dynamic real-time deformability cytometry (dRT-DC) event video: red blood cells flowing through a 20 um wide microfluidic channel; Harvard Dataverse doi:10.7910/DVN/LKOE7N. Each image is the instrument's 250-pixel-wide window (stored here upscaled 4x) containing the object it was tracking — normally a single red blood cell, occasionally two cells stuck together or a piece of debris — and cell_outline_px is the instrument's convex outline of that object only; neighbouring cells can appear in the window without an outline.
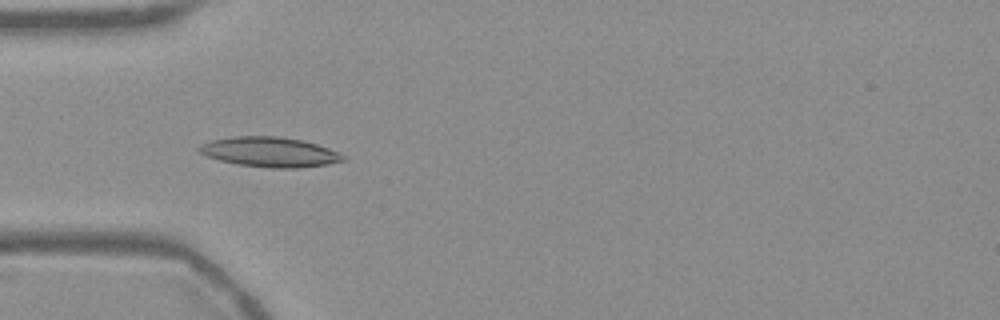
{"species": "Egyptian fruit bat (a non-hibernating species)", "species_latin": "Rousettus aegyptiacus", "temperature_condition": "warm", "stored_images_in_passage": 48, "camera_frame_rate_fps": 3000, "um_per_image_px": 0.085, "frame": {"image": 1, "passage_image": 11, "time_ms": 3.333, "image_size_px": [1000, 320], "cell_outline_px": [[348, 160], [328, 164], [300, 168], [268, 168], [236, 164], [220, 160], [208, 156], [200, 152], [196, 148], [200, 144], [212, 140], [232, 136], [276, 136], [300, 140], [316, 144], [328, 148], [344, 156]], "centroid_in_image_um": [22.91, 12.93], "position_along_channel_um": 62.1, "area_um2": 25.03}}
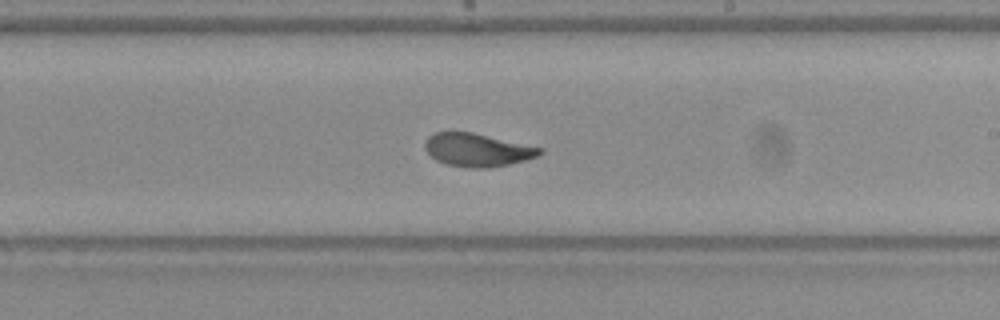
{"frame": {"image": 2, "passage_image": 26, "time_ms": 8.333, "image_size_px": [1000, 320], "cell_outline_px": [[544, 152], [540, 156], [508, 164], [488, 168], [468, 168], [448, 164], [436, 160], [424, 148], [424, 144], [428, 136], [436, 132], [472, 132], [544, 148]], "centroid_in_image_um": [40.6, 12.74], "position_along_channel_um": 248.4, "area_um2": 22.14}}
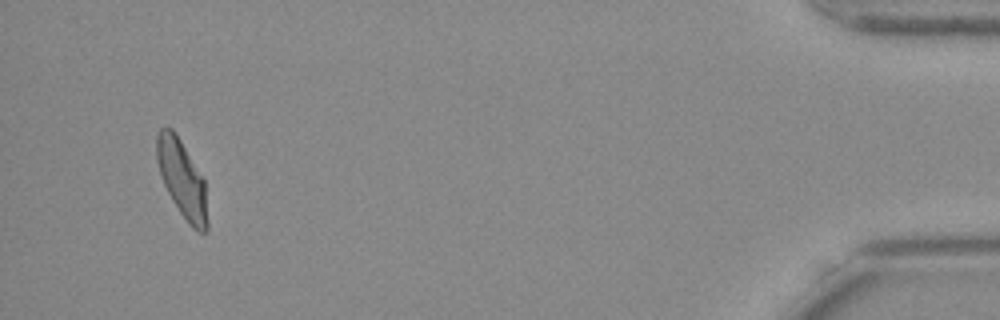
{"frame": {"image": 3, "passage_image": 46, "time_ms": 15.0, "image_size_px": [1000, 320], "cell_outline_px": [[208, 228], [204, 232], [196, 232], [188, 224], [172, 200], [164, 184], [156, 160], [156, 136], [160, 128], [172, 128], [180, 140], [204, 180], [208, 220]], "centroid_in_image_um": [15.47, 15.24], "position_along_channel_um": 419.7, "area_um2": 22.6}, "authors_computed_cell_mechanics": {"area_um2": 22.6287, "velocity_mm_per_s": 3.7427, "shape_relaxation_time_tau1_ms": 6.2963, "shape_relaxation_time_tau2_ms": 1.5624, "deformation_change_tau1": 0.1992, "deformation_change_tau2": 0.0482}}